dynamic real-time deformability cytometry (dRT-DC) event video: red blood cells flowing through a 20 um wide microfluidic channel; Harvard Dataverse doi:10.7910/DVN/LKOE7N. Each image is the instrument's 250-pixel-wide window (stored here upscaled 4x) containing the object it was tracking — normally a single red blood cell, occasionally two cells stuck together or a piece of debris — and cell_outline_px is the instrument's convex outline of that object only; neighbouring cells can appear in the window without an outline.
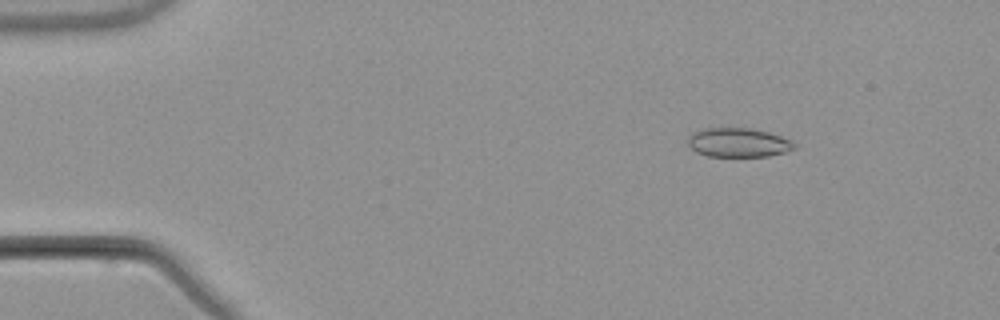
{"species": "common noctule bat (a hibernating species)", "species_latin": "Nyctalus noctula", "temperature_condition": "warm", "stored_images_in_passage": 6, "camera_frame_rate_fps": 3000, "um_per_image_px": 0.085, "animal": {"sex": "male", "body_mass_g": 21.5, "forearm_length_mm": 52.0}, "frame": {"image": 1, "passage_image": 3, "time_ms": 2.333, "image_size_px": [1000, 320], "cell_outline_px": [[796, 148], [784, 152], [768, 156], [708, 156], [696, 152], [688, 144], [688, 136], [692, 132], [704, 128], [752, 128], [768, 132], [792, 140], [796, 144]], "centroid_in_image_um": [62.75, 12.11], "position_along_channel_um": 22.2, "area_um2": 18.09}}
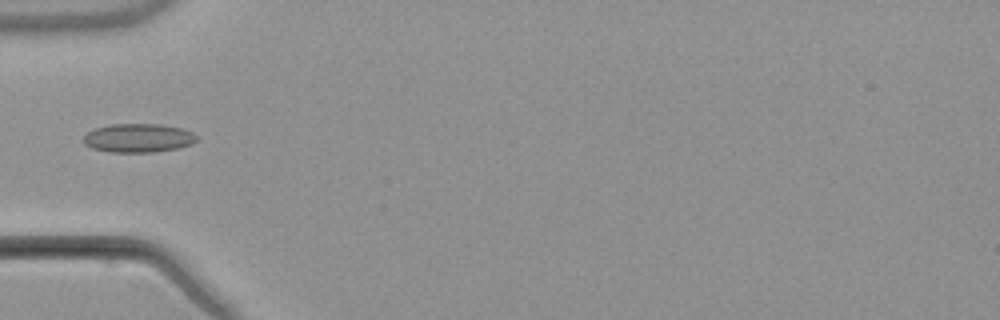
{"frame": {"image": 2, "passage_image": 6, "time_ms": 6.0, "image_size_px": [1000, 320], "cell_outline_px": [[196, 140], [192, 144], [180, 148], [156, 152], [112, 152], [92, 148], [84, 144], [84, 136], [88, 132], [96, 128], [108, 124], [160, 124], [184, 128], [192, 132], [196, 136]], "centroid_in_image_um": [11.78, 11.73], "position_along_channel_um": 73.2, "area_um2": 19.07}}